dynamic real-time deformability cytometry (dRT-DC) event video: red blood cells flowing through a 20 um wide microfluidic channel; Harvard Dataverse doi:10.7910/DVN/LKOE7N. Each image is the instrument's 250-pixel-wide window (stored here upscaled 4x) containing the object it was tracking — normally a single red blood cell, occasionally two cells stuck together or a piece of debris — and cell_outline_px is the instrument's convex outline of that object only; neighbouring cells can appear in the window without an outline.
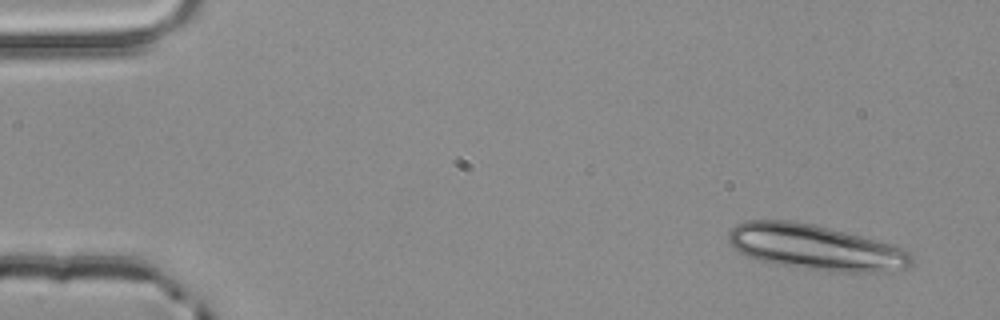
{"species": "common noctule bat (a hibernating species)", "species_latin": "Nyctalus noctula", "temperature_condition": "room temperature", "stored_images_in_passage": 4, "camera_frame_rate_fps": 3000, "um_per_image_px": 0.085, "animal": {"sex": "male", "body_mass_g": 20.4}, "frame": {"image": 1, "passage_image": 1, "time_ms": 0.0, "image_size_px": [1000, 320], "cell_outline_px": [[912, 264], [908, 268], [888, 272], [828, 272], [776, 264], [760, 260], [748, 256], [740, 252], [728, 240], [728, 232], [736, 224], [744, 220], [792, 220], [816, 224], [908, 248], [912, 256]], "centroid_in_image_um": [69.39, 21.02], "position_along_channel_um": 15.6, "area_um2": 49.01}}